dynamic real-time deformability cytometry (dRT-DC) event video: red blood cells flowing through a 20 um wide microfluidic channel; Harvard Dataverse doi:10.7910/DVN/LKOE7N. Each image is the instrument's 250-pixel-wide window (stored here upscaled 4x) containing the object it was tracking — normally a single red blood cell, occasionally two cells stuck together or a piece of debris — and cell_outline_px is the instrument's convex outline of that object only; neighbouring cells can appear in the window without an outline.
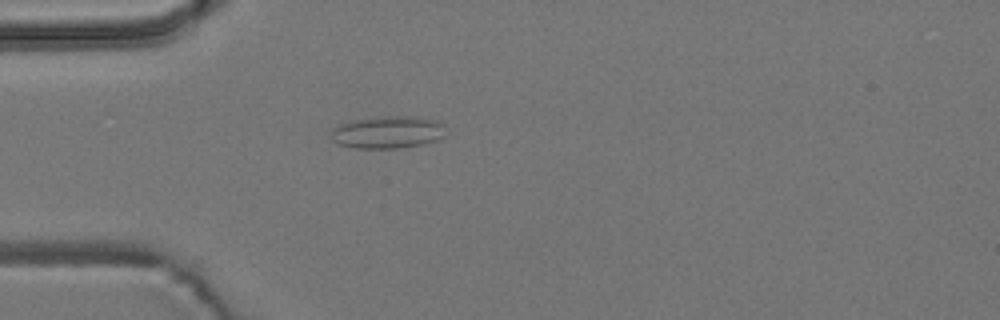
{"species": "common noctule bat (a hibernating species)", "species_latin": "Nyctalus noctula", "temperature_condition": "room temperature", "stored_images_in_passage": 1, "camera_frame_rate_fps": 3000, "um_per_image_px": 0.085, "animal": {"sex": "male", "body_mass_g": 19.2, "forearm_length_mm": 51.8}, "frame": {"image": 1, "passage_image": 1, "time_ms": 0.0, "image_size_px": [1000, 320], "cell_outline_px": [[444, 136], [440, 140], [424, 144], [396, 148], [356, 148], [340, 144], [332, 140], [332, 132], [340, 124], [352, 120], [388, 116], [416, 116], [436, 120], [444, 124]], "centroid_in_image_um": [33.02, 11.24], "position_along_channel_um": 52.0, "area_um2": 21.56}}